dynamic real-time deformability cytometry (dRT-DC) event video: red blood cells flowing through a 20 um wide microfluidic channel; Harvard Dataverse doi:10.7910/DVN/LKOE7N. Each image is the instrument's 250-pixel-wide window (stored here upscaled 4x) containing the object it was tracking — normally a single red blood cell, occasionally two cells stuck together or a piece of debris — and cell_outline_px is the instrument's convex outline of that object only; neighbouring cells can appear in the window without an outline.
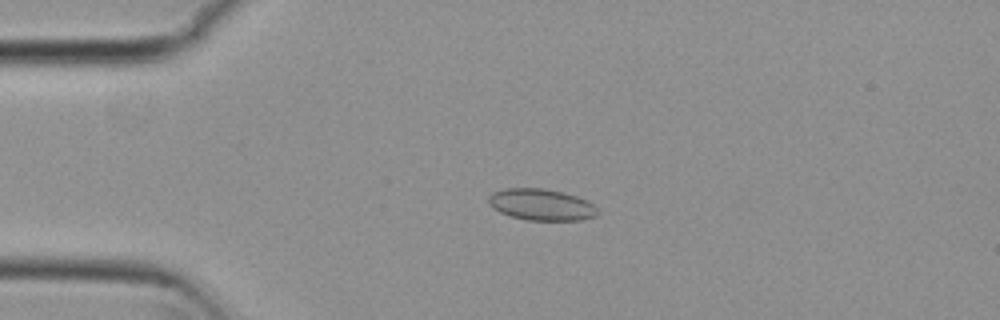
{"species": "common noctule bat (a hibernating species)", "species_latin": "Nyctalus noctula", "temperature_condition": "cold", "stored_images_in_passage": 54, "camera_frame_rate_fps": 3000, "um_per_image_px": 0.085, "animal": {"sex": "female", "body_mass_g": 29.2, "forearm_length_mm": 56.3}, "frame": {"image": 1, "passage_image": 12, "time_ms": 3.667, "image_size_px": [1000, 320], "cell_outline_px": [[600, 212], [596, 216], [580, 220], [528, 220], [508, 216], [492, 208], [488, 204], [488, 196], [492, 192], [504, 188], [544, 188], [576, 196], [588, 200]], "centroid_in_image_um": [45.98, 17.39], "position_along_channel_um": 39.0, "area_um2": 20.17}}
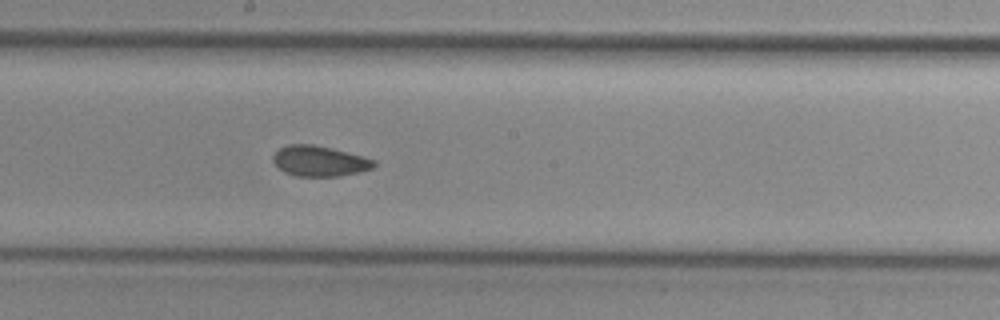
{"frame": {"image": 2, "passage_image": 29, "time_ms": 9.333, "image_size_px": [1000, 320], "cell_outline_px": [[376, 164], [372, 168], [360, 172], [340, 176], [296, 176], [284, 172], [272, 160], [272, 156], [280, 148], [288, 144], [312, 144], [332, 148], [364, 156], [376, 160]], "centroid_in_image_um": [27.18, 13.69], "position_along_channel_um": 221.0, "area_um2": 17.98}}
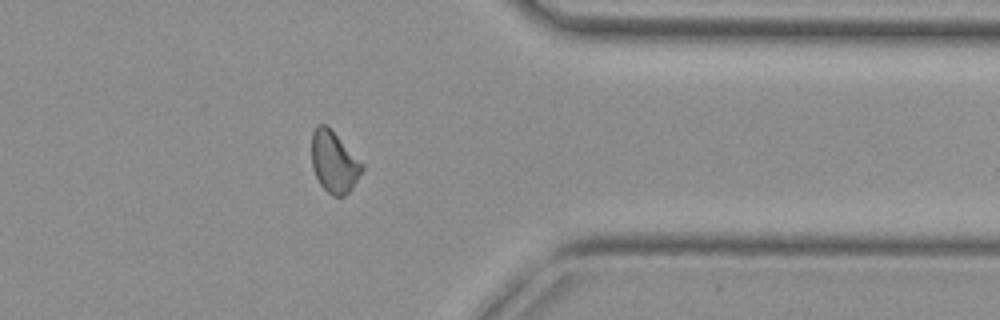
{"frame": {"image": 3, "passage_image": 43, "time_ms": 14.0, "image_size_px": [1000, 320], "cell_outline_px": [[364, 168], [352, 188], [344, 196], [332, 196], [320, 184], [312, 168], [312, 132], [316, 124], [324, 124], [364, 164]], "centroid_in_image_um": [28.38, 13.79], "position_along_channel_um": 383.0, "area_um2": 17.69}, "authors_computed_cell_mechanics": {"area_um2": 18.3226, "velocity_mm_per_s": 3.7409, "shape_relaxation_time_tau1_ms": null, "shape_relaxation_time_tau2_ms": 2.0571, "deformation_change_tau1": null, "deformation_change_tau2": 0.0707}}